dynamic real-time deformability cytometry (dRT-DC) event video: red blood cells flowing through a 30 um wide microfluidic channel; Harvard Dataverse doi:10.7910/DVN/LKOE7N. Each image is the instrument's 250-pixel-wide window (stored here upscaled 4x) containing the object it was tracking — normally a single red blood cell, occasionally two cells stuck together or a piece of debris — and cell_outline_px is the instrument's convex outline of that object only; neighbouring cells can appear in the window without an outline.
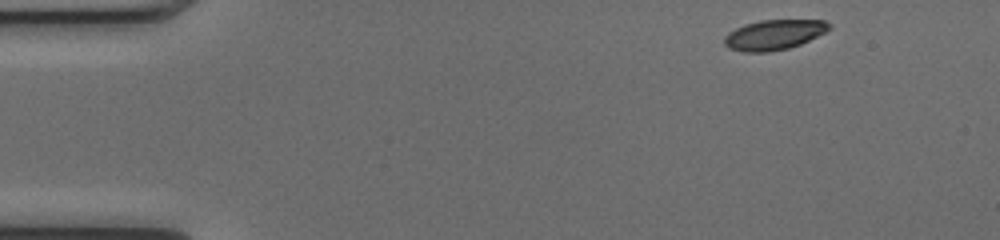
{"species": "common noctule bat (a hibernating species)", "species_latin": "Nyctalus noctula", "temperature_condition": "cold", "stored_images_in_passage": 14, "camera_frame_rate_fps": 3000, "um_per_image_px": 0.085, "animal": {"sex": "female", "body_mass_g": 17.0, "forearm_length_mm": 48.0}, "frame": {"image": 1, "passage_image": 1, "time_ms": 0.0, "image_size_px": [1000, 240], "cell_outline_px": [[832, 28], [800, 44], [788, 48], [768, 52], [744, 52], [728, 48], [724, 44], [724, 36], [728, 32], [744, 24], [760, 20], [824, 20], [832, 24]], "centroid_in_image_um": [65.77, 2.95], "position_along_channel_um": 19.2, "area_um2": 18.38}}
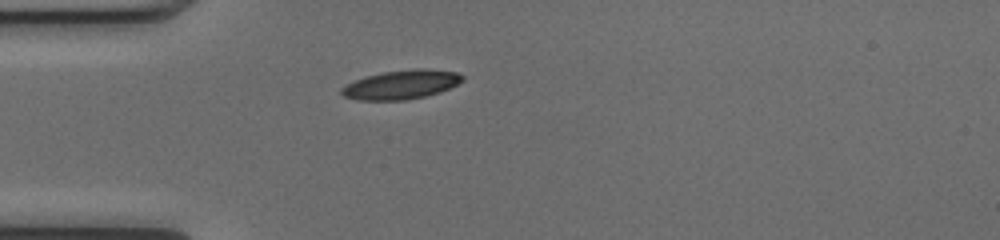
{"frame": {"image": 2, "passage_image": 10, "time_ms": 3.0, "image_size_px": [1000, 240], "cell_outline_px": [[464, 80], [440, 92], [408, 100], [356, 100], [344, 96], [340, 92], [340, 88], [356, 80], [368, 76], [384, 72], [420, 68], [456, 72], [464, 76]], "centroid_in_image_um": [34.11, 7.2], "position_along_channel_um": 50.9, "area_um2": 20.17}}